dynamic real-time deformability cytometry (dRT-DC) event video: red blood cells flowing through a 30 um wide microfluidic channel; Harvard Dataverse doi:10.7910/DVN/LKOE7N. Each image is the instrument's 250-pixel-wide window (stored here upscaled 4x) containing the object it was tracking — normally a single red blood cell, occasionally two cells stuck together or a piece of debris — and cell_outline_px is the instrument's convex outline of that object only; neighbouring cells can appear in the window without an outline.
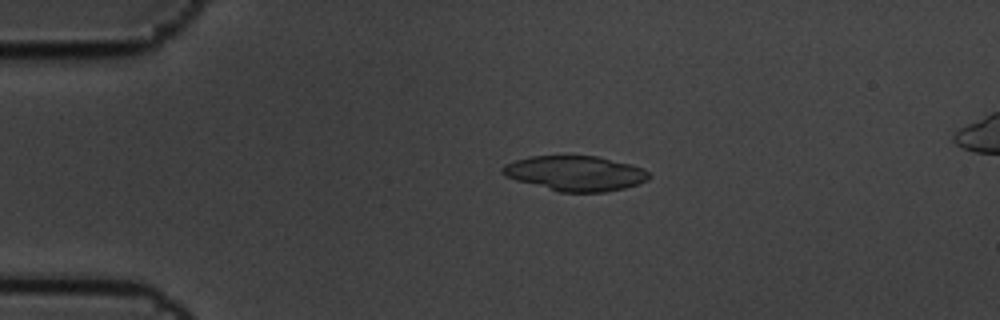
{"species": "common noctule bat (a hibernating species)", "species_latin": "Nyctalus noctula", "temperature_condition": "cold", "stored_images_in_passage": 6, "camera_frame_rate_fps": 3000, "um_per_image_px": 0.085, "animal": {"sex": "male", "body_mass_g": 19.5, "forearm_length_mm": 54.6}, "frame": {"image": 1, "passage_image": 4, "time_ms": 1.0, "image_size_px": [1000, 320], "cell_outline_px": [[652, 176], [648, 180], [640, 184], [624, 188], [604, 192], [560, 192], [516, 180], [504, 176], [500, 172], [500, 168], [504, 164], [516, 160], [532, 156], [596, 156], [632, 164], [648, 172]], "centroid_in_image_um": [48.9, 14.73], "position_along_channel_um": 36.1, "area_um2": 29.94}}